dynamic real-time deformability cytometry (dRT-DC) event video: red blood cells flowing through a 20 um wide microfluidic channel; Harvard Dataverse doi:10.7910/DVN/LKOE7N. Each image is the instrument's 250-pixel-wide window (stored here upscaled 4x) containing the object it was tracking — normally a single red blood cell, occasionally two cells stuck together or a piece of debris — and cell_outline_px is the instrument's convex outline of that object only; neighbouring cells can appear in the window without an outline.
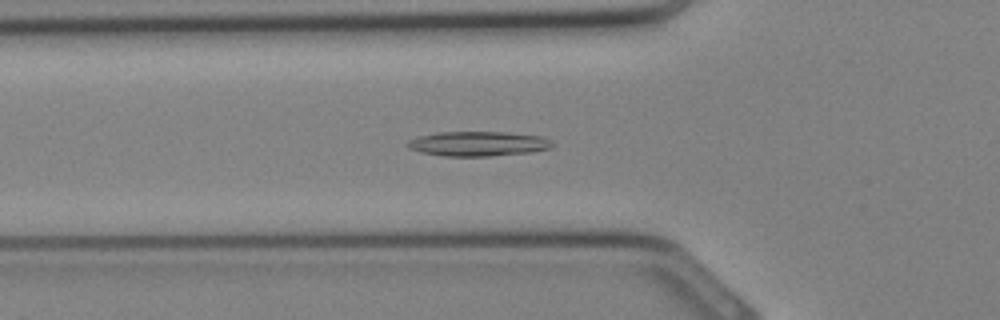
{"species": "Egyptian fruit bat (a non-hibernating species)", "species_latin": "Rousettus aegyptiacus", "temperature_condition": "cold", "stored_images_in_passage": 27, "camera_frame_rate_fps": 3000, "um_per_image_px": 0.085, "animal": {"sex": "female"}, "frame": {"image": 1, "passage_image": 5, "time_ms": 1.333, "image_size_px": [1000, 320], "cell_outline_px": [[552, 144], [548, 148], [532, 152], [488, 156], [444, 156], [420, 152], [408, 148], [404, 144], [408, 140], [420, 136], [440, 132], [504, 132], [540, 136], [548, 140]], "centroid_in_image_um": [40.55, 12.22], "position_along_channel_um": 85.2, "area_um2": 20.63}}
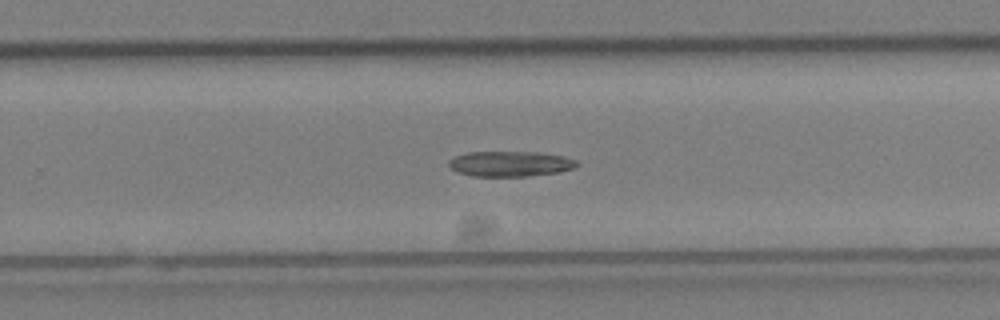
{"frame": {"image": 2, "passage_image": 15, "time_ms": 4.667, "image_size_px": [1000, 320], "cell_outline_px": [[580, 164], [572, 168], [560, 172], [528, 176], [472, 176], [456, 172], [448, 164], [448, 160], [456, 156], [468, 152], [540, 152], [564, 156], [576, 160]], "centroid_in_image_um": [43.38, 13.92], "position_along_channel_um": 286.4, "area_um2": 18.96}}
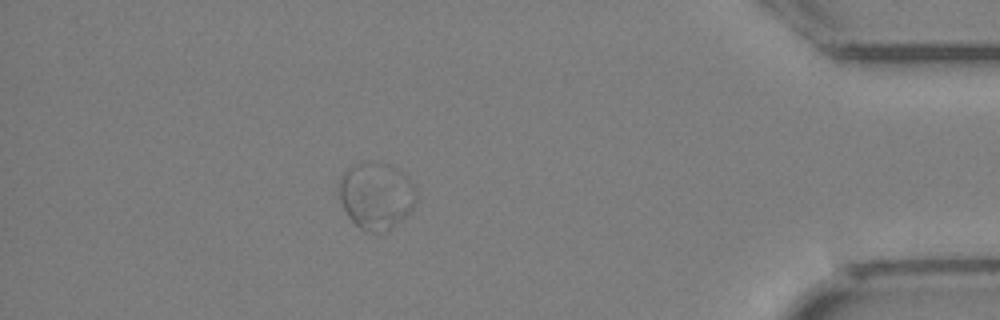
{"frame": {"image": 3, "passage_image": 23, "time_ms": 7.333, "image_size_px": [1000, 320], "cell_outline_px": [[416, 204], [400, 220], [384, 232], [372, 232], [360, 228], [348, 216], [340, 204], [340, 180], [344, 172], [348, 168], [356, 164], [388, 164], [404, 172], [416, 188]], "centroid_in_image_um": [31.99, 16.64], "position_along_channel_um": 403.2, "area_um2": 29.54}}